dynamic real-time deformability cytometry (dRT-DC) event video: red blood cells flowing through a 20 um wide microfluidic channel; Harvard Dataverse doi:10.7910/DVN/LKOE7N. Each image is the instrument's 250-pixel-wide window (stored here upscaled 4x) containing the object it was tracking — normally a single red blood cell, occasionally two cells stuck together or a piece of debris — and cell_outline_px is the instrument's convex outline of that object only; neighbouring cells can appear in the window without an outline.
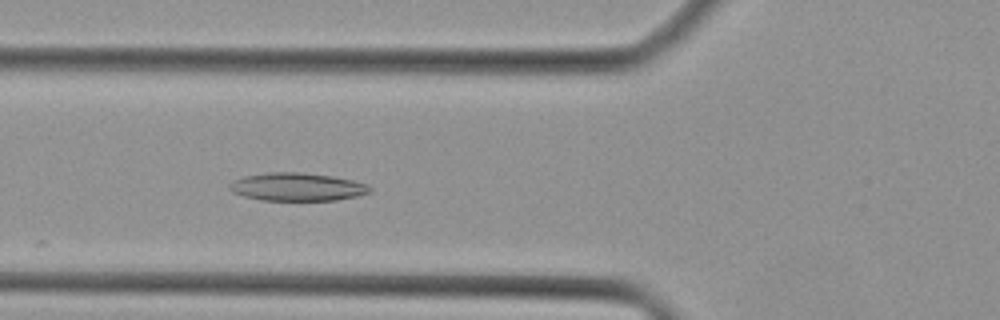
{"species": "Egyptian fruit bat (a non-hibernating species)", "species_latin": "Rousettus aegyptiacus", "temperature_condition": "cold", "stored_images_in_passage": 32, "camera_frame_rate_fps": 3000, "um_per_image_px": 0.085, "animal": {"sex": "female"}, "frame": {"image": 1, "passage_image": 3, "time_ms": 0.667, "image_size_px": [1000, 320], "cell_outline_px": [[372, 192], [360, 196], [336, 200], [260, 200], [244, 196], [232, 192], [228, 188], [236, 180], [244, 176], [268, 172], [304, 172], [332, 176], [352, 180], [368, 184], [372, 188]], "centroid_in_image_um": [25.32, 15.88], "position_along_channel_um": 100.5, "area_um2": 23.0}}
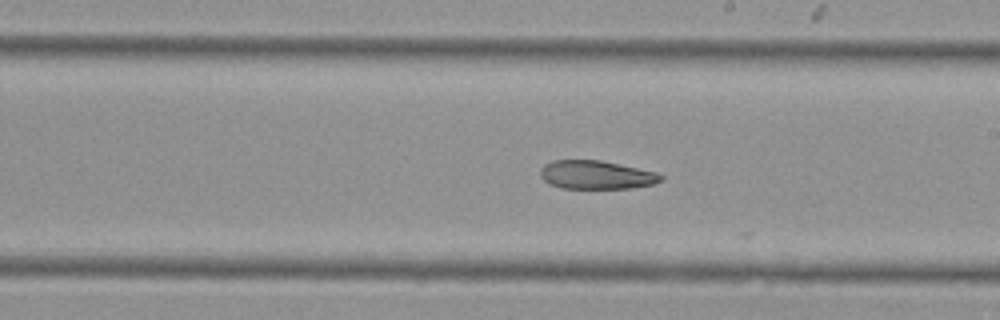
{"frame": {"image": 2, "passage_image": 12, "time_ms": 3.667, "image_size_px": [1000, 320], "cell_outline_px": [[664, 180], [656, 184], [628, 188], [560, 188], [548, 184], [540, 176], [540, 168], [544, 164], [552, 160], [600, 160], [656, 172], [664, 176]], "centroid_in_image_um": [50.67, 14.86], "position_along_channel_um": 238.3, "area_um2": 20.17}}
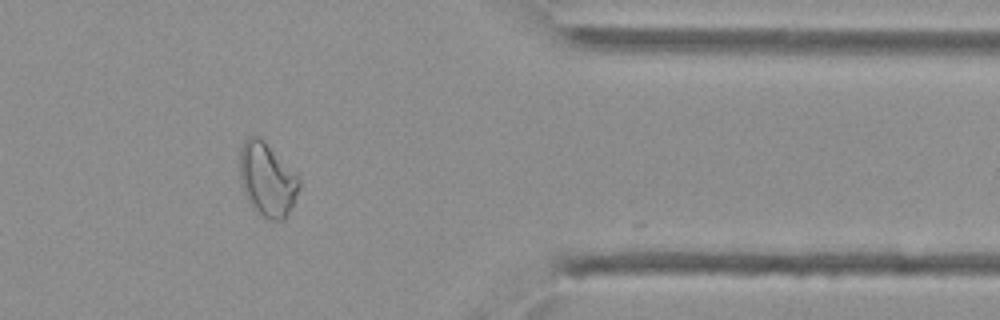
{"frame": {"image": 3, "passage_image": 23, "time_ms": 7.333, "image_size_px": [1000, 320], "cell_outline_px": [[300, 188], [284, 220], [268, 220], [252, 208], [244, 196], [240, 184], [240, 148], [244, 140], [248, 136], [260, 136], [264, 140], [300, 180]], "centroid_in_image_um": [22.66, 15.27], "position_along_channel_um": 388.7, "area_um2": 25.37}}